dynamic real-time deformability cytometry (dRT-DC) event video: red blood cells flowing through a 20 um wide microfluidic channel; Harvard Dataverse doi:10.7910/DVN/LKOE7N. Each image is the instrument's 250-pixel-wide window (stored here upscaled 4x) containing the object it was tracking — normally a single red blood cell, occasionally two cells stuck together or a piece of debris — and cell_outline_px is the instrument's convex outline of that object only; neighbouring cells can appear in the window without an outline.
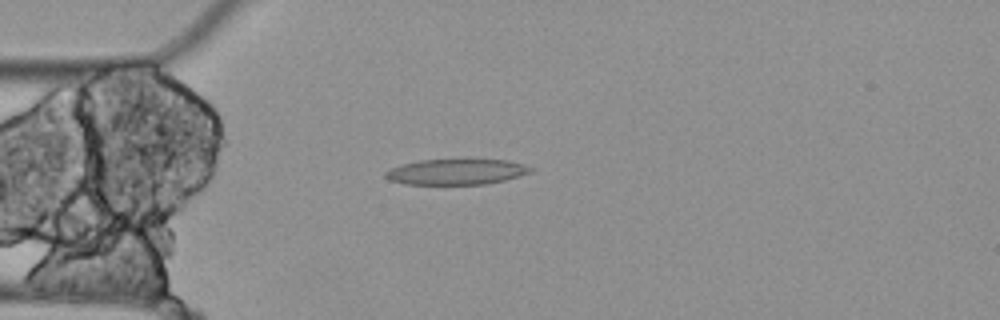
{"species": "Egyptian fruit bat (a non-hibernating species)", "species_latin": "Rousettus aegyptiacus", "temperature_condition": "cold", "stored_images_in_passage": 5, "camera_frame_rate_fps": 3000, "um_per_image_px": 0.085, "animal": {"sex": "female"}, "frame": {"image": 1, "passage_image": 5, "time_ms": 1.333, "image_size_px": [1000, 320], "cell_outline_px": [[536, 168], [532, 172], [504, 180], [484, 184], [404, 184], [388, 180], [384, 176], [384, 172], [392, 168], [404, 164], [420, 160], [508, 160], [524, 164]], "centroid_in_image_um": [38.81, 14.61], "position_along_channel_um": 46.2, "area_um2": 21.56}}